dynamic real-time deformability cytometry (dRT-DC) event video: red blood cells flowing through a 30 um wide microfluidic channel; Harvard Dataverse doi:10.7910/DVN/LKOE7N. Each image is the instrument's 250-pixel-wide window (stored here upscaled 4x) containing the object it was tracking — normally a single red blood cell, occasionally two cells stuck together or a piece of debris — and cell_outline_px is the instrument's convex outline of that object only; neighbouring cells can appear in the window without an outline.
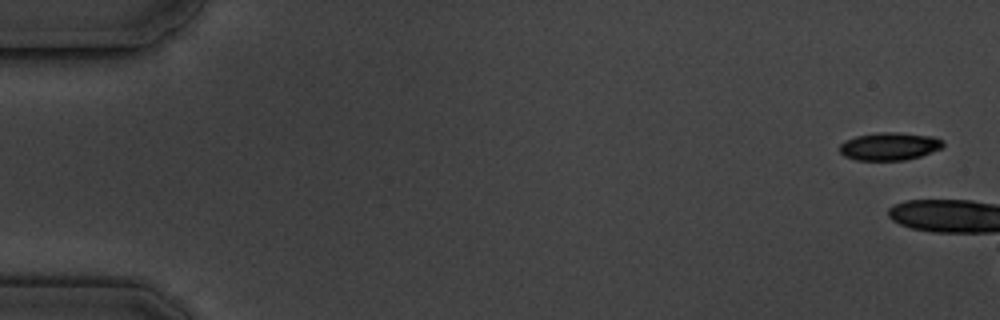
{"species": "common noctule bat (a hibernating species)", "species_latin": "Nyctalus noctula", "temperature_condition": "cold", "stored_images_in_passage": 4, "camera_frame_rate_fps": 3000, "um_per_image_px": 0.085, "animal": {"sex": "male", "body_mass_g": 19.5, "forearm_length_mm": 54.6}, "frame": {"image": 1, "passage_image": 1, "time_ms": 0.0, "image_size_px": [1000, 320], "cell_outline_px": [[944, 144], [940, 148], [920, 156], [904, 160], [856, 160], [844, 156], [840, 152], [840, 144], [844, 140], [856, 136], [876, 132], [896, 132], [932, 136], [944, 140]], "centroid_in_image_um": [75.57, 12.43], "position_along_channel_um": 9.4, "area_um2": 16.76}}